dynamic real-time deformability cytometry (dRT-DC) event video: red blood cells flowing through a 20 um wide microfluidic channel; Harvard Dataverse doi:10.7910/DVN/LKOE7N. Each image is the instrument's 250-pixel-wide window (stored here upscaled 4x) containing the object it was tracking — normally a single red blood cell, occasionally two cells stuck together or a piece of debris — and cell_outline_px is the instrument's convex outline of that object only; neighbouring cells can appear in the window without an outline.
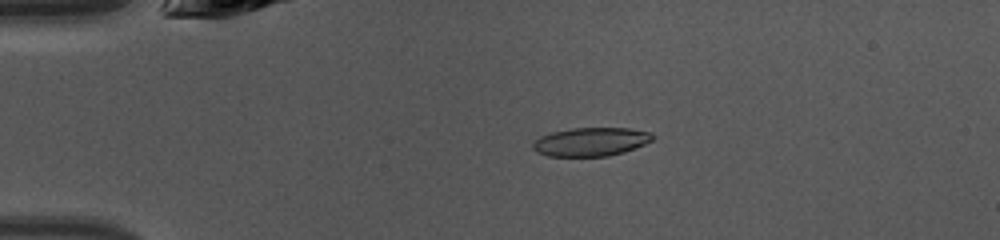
{"species": "common noctule bat (a hibernating species)", "species_latin": "Nyctalus noctula", "temperature_condition": "warm", "stored_images_in_passage": 46, "camera_frame_rate_fps": 3000, "um_per_image_px": 0.085, "animal": {"sex": "female", "body_mass_g": 10.0, "forearm_length_mm": 53.1}, "frame": {"image": 1, "passage_image": 10, "time_ms": 3.0, "image_size_px": [1000, 240], "cell_outline_px": [[656, 136], [652, 140], [644, 144], [624, 152], [608, 156], [548, 156], [536, 152], [532, 148], [532, 144], [540, 136], [552, 132], [572, 128], [628, 128], [652, 132]], "centroid_in_image_um": [50.23, 12.05], "position_along_channel_um": 34.8, "area_um2": 20.0}}
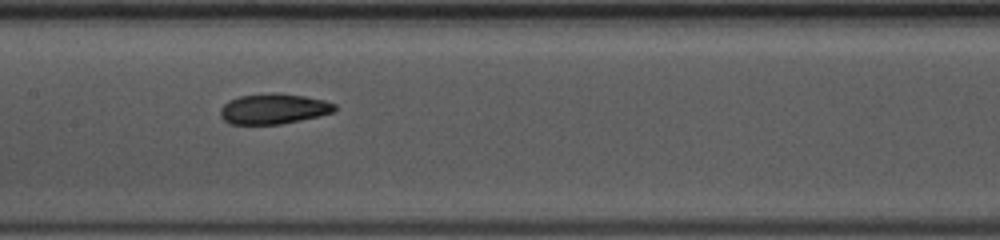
{"frame": {"image": 2, "passage_image": 23, "time_ms": 7.333, "image_size_px": [1000, 240], "cell_outline_px": [[336, 108], [332, 112], [320, 116], [280, 124], [228, 124], [220, 116], [220, 108], [228, 100], [240, 96], [304, 96], [324, 100], [336, 104]], "centroid_in_image_um": [23.23, 9.3], "position_along_channel_um": 184.2, "area_um2": 19.36}}
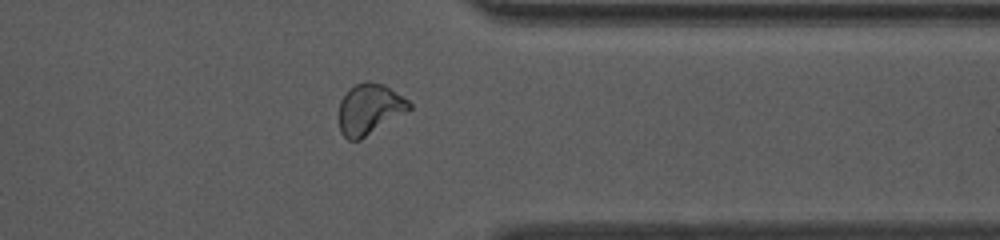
{"frame": {"image": 3, "passage_image": 37, "time_ms": 12.0, "image_size_px": [1000, 240], "cell_outline_px": [[412, 108], [360, 140], [348, 140], [340, 132], [340, 100], [356, 84], [364, 80], [368, 80], [384, 84], [408, 100], [412, 104]], "centroid_in_image_um": [31.42, 9.27], "position_along_channel_um": 380.0, "area_um2": 20.52}, "authors_computed_cell_mechanics": {"area_um2": 19.9699, "velocity_mm_per_s": 4.2796, "shape_relaxation_time_tau1_ms": 8.7821, "shape_relaxation_time_tau2_ms": 1.1262, "deformation_change_tau1": 0.2428, "deformation_change_tau2": 0.0723}}